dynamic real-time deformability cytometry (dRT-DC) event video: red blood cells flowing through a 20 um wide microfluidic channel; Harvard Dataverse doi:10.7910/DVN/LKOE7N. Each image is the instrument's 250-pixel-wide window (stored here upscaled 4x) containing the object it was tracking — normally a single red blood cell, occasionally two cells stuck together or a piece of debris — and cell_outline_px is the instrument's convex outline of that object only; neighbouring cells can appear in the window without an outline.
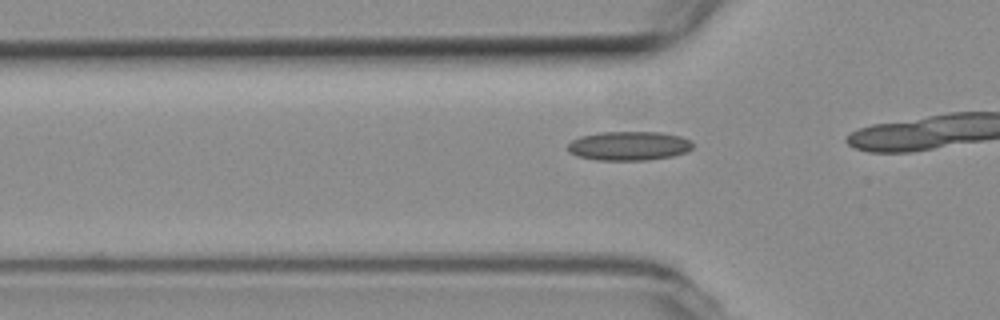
{"species": "common noctule bat (a hibernating species)", "species_latin": "Nyctalus noctula", "temperature_condition": "room temperature", "stored_images_in_passage": 13, "camera_frame_rate_fps": 3000, "um_per_image_px": 0.085, "animal": {"sex": "female", "body_mass_g": 19.3, "forearm_length_mm": 54.1}, "frame": {"image": 1, "passage_image": 10, "time_ms": 3.0, "image_size_px": [1000, 320], "cell_outline_px": [[692, 148], [688, 152], [672, 156], [648, 160], [596, 160], [576, 156], [568, 152], [568, 144], [572, 140], [580, 136], [600, 132], [660, 132], [680, 136], [692, 140]], "centroid_in_image_um": [53.46, 12.4], "position_along_channel_um": 72.3, "area_um2": 21.39}}